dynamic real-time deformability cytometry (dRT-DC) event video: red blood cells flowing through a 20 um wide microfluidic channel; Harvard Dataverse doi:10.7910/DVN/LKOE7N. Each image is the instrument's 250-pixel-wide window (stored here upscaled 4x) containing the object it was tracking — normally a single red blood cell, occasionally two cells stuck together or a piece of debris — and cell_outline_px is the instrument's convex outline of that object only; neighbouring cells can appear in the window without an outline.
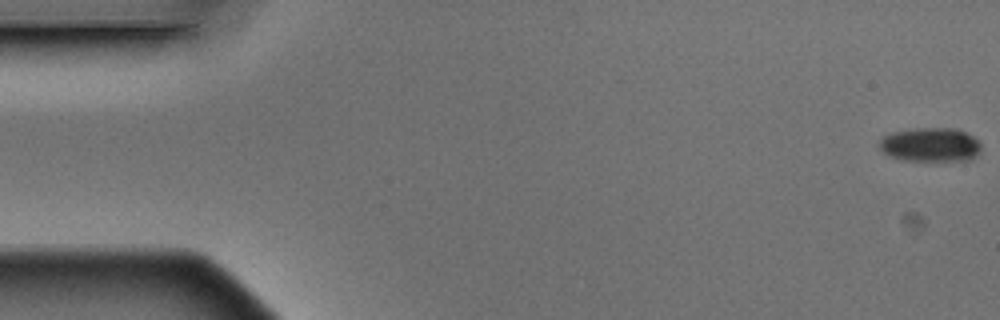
{"species": "Egyptian fruit bat (a non-hibernating species)", "species_latin": "Rousettus aegyptiacus", "temperature_condition": "warm", "stored_images_in_passage": 5, "camera_frame_rate_fps": 3000, "um_per_image_px": 0.085, "animal": {"sex": "male"}, "frame": {"image": 1, "passage_image": 1, "time_ms": 0.0, "image_size_px": [1000, 320], "cell_outline_px": [[980, 152], [972, 160], [904, 160], [892, 156], [884, 152], [880, 148], [880, 140], [884, 136], [892, 132], [916, 128], [956, 128], [980, 140]], "centroid_in_image_um": [79.13, 12.29], "position_along_channel_um": 5.9, "area_um2": 20.06}}
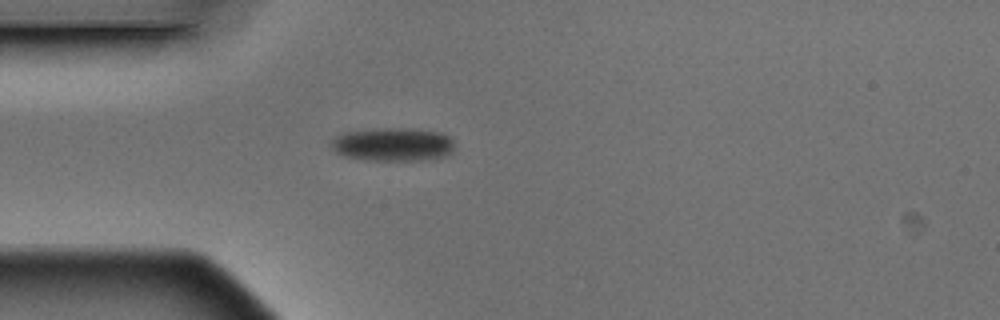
{"frame": {"image": 2, "passage_image": 5, "time_ms": 1.333, "image_size_px": [1000, 320], "cell_outline_px": [[456, 144], [452, 152], [444, 156], [432, 160], [368, 160], [344, 156], [336, 152], [328, 144], [336, 136], [344, 132], [372, 128], [416, 128], [440, 132], [448, 136]], "centroid_in_image_um": [33.41, 12.26], "position_along_channel_um": 51.6, "area_um2": 24.51}}